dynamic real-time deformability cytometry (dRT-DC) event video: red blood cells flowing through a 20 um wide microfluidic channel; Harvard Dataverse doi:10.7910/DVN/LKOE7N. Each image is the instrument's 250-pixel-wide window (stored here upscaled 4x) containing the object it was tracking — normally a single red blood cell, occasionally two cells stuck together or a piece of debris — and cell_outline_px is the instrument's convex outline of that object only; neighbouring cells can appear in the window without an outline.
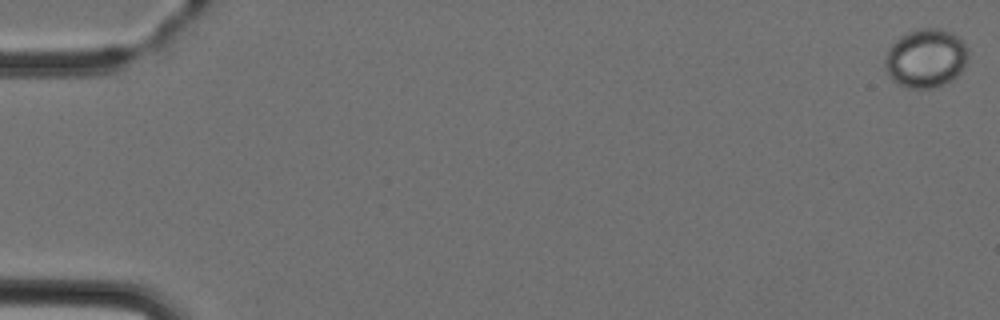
{"species": "Egyptian fruit bat (a non-hibernating species)", "species_latin": "Rousettus aegyptiacus", "temperature_condition": "cold", "stored_images_in_passage": 5, "camera_frame_rate_fps": 3000, "um_per_image_px": 0.085, "animal": {"sex": "female"}, "frame": {"image": 1, "passage_image": 1, "time_ms": 0.0, "image_size_px": [1000, 320], "cell_outline_px": [[968, 56], [960, 72], [952, 80], [944, 84], [932, 88], [908, 88], [892, 80], [888, 76], [884, 68], [884, 60], [888, 48], [900, 36], [908, 32], [920, 28], [940, 28], [952, 32], [964, 40], [968, 48]], "centroid_in_image_um": [78.69, 4.94], "position_along_channel_um": 6.3, "area_um2": 28.78}}
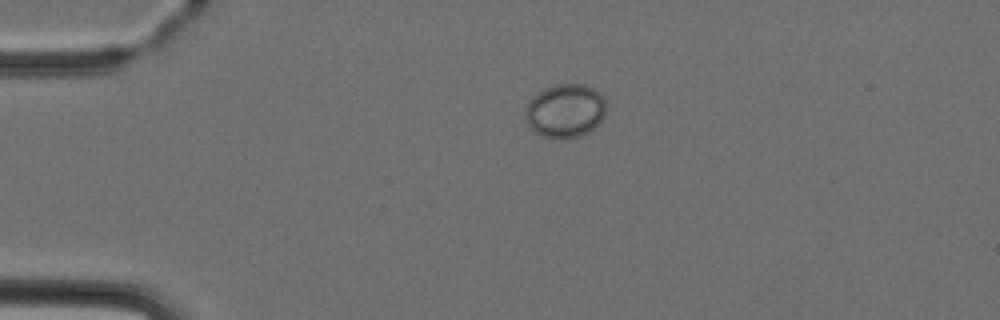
{"frame": {"image": 2, "passage_image": 4, "time_ms": 3.667, "image_size_px": [1000, 320], "cell_outline_px": [[604, 116], [600, 124], [596, 128], [580, 136], [568, 140], [556, 140], [532, 132], [524, 116], [524, 108], [528, 100], [532, 96], [544, 88], [552, 84], [584, 84], [600, 92], [604, 100]], "centroid_in_image_um": [48.0, 9.44], "position_along_channel_um": 37.0, "area_um2": 26.07}}